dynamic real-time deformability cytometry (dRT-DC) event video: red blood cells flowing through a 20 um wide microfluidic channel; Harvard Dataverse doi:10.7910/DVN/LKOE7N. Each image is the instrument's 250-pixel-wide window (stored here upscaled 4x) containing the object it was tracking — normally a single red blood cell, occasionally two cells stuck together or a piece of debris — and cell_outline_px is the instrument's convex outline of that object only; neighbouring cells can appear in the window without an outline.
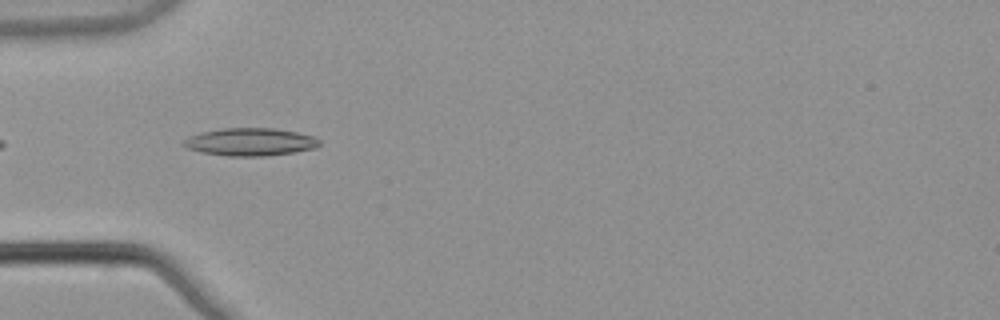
{"species": "common noctule bat (a hibernating species)", "species_latin": "Nyctalus noctula", "temperature_condition": "warm", "stored_images_in_passage": 3, "camera_frame_rate_fps": 3000, "um_per_image_px": 0.085, "animal": {"sex": "male", "body_mass_g": 21.5, "forearm_length_mm": 52.0}, "frame": {"image": 1, "passage_image": 1, "time_ms": 0.0, "image_size_px": [1000, 320], "cell_outline_px": [[320, 144], [316, 148], [296, 152], [264, 156], [228, 156], [200, 152], [188, 148], [180, 144], [188, 136], [200, 132], [224, 128], [272, 128], [296, 132], [312, 136], [320, 140]], "centroid_in_image_um": [21.25, 12.07], "position_along_channel_um": 63.8, "area_um2": 22.02}}
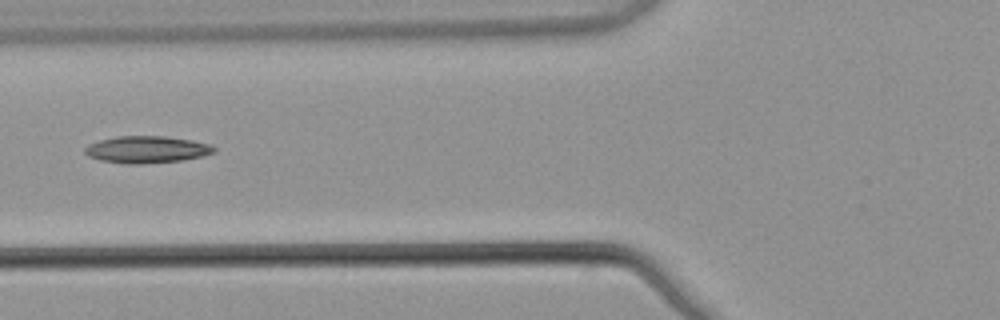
{"frame": {"image": 2, "passage_image": 2, "time_ms": 0.333, "image_size_px": [1000, 320], "cell_outline_px": [[216, 152], [200, 156], [180, 160], [140, 164], [128, 164], [100, 160], [88, 156], [84, 152], [84, 148], [88, 144], [100, 140], [116, 136], [164, 136], [192, 140], [208, 144], [216, 148]], "centroid_in_image_um": [12.44, 12.7], "position_along_channel_um": 113.4, "area_um2": 20.17}}
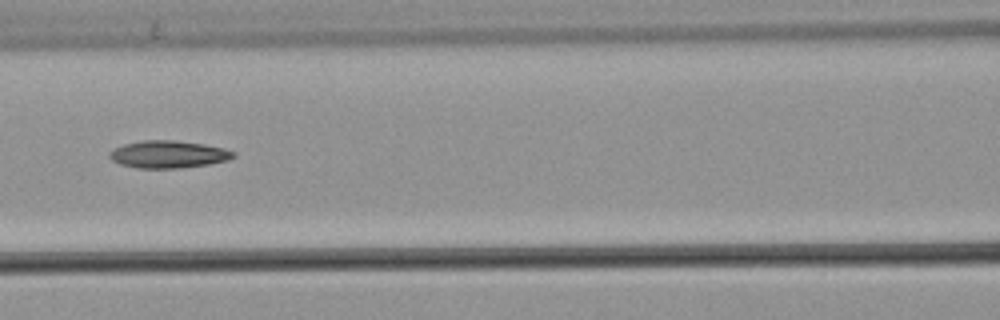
{"frame": {"image": 3, "passage_image": 3, "time_ms": 0.667, "image_size_px": [1000, 320], "cell_outline_px": [[236, 156], [228, 160], [208, 164], [180, 168], [136, 168], [120, 164], [112, 160], [108, 156], [108, 152], [112, 148], [124, 144], [144, 140], [176, 140], [204, 144], [224, 148], [236, 152]], "centroid_in_image_um": [14.29, 13.11], "position_along_channel_um": 152.3, "area_um2": 19.94}}